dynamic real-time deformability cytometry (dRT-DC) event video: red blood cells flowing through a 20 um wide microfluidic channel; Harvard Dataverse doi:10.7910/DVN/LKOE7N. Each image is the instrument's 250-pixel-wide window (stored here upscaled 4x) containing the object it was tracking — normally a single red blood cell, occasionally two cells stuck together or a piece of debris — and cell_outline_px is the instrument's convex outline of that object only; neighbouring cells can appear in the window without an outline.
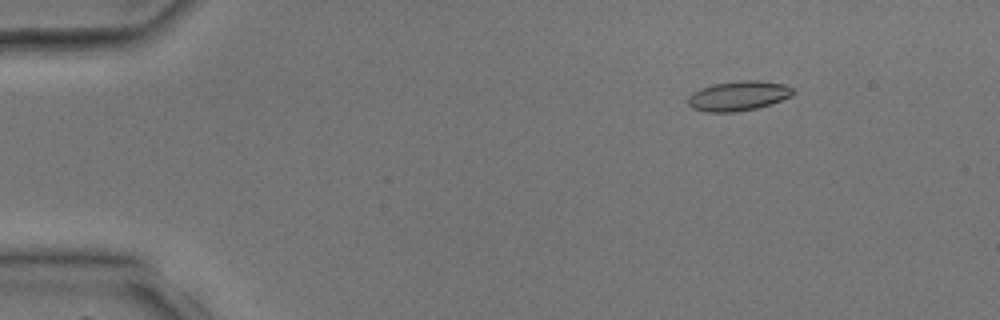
{"species": "common noctule bat (a hibernating species)", "species_latin": "Nyctalus noctula", "temperature_condition": "room temperature", "stored_images_in_passage": 35, "camera_frame_rate_fps": 3000, "um_per_image_px": 0.085, "animal": {"sex": "male", "body_mass_g": 17.9, "forearm_length_mm": 54.2}, "frame": {"image": 1, "passage_image": 1, "time_ms": 0.0, "image_size_px": [1000, 320], "cell_outline_px": [[796, 92], [792, 96], [756, 108], [736, 112], [708, 112], [692, 108], [688, 104], [688, 96], [692, 92], [700, 88], [712, 84], [740, 80], [756, 80], [784, 84], [792, 88]], "centroid_in_image_um": [62.74, 8.14], "position_along_channel_um": 22.3, "area_um2": 18.21}}
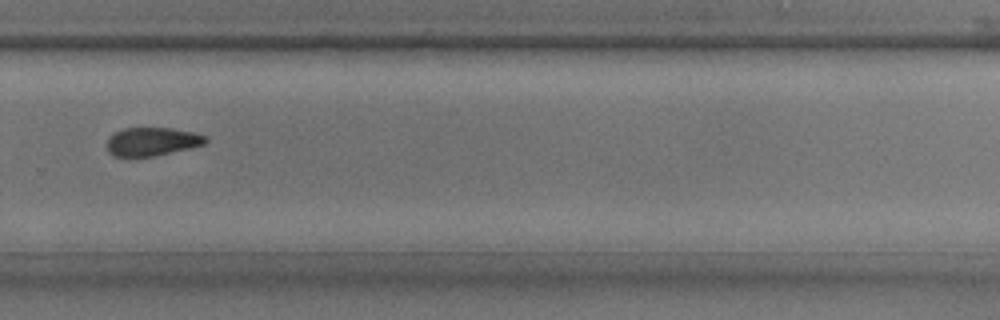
{"frame": {"image": 2, "passage_image": 23, "time_ms": 7.333, "image_size_px": [1000, 320], "cell_outline_px": [[208, 140], [204, 144], [156, 156], [112, 156], [108, 152], [108, 136], [124, 128], [172, 128], [192, 132], [208, 136]], "centroid_in_image_um": [12.93, 12.03], "position_along_channel_um": 316.9, "area_um2": 16.24}}
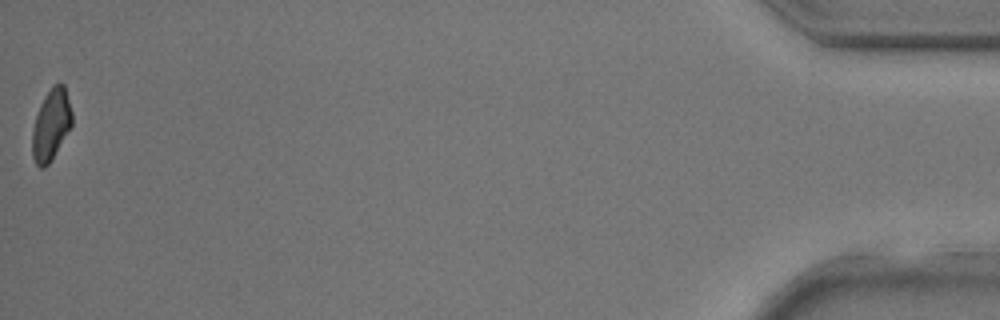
{"frame": {"image": 3, "passage_image": 35, "time_ms": 11.333, "image_size_px": [1000, 320], "cell_outline_px": [[72, 124], [48, 164], [44, 168], [40, 168], [36, 164], [32, 156], [32, 128], [40, 104], [44, 96], [52, 84], [60, 80], [64, 84], [72, 112]], "centroid_in_image_um": [4.33, 10.54], "position_along_channel_um": 430.9, "area_um2": 16.47}}